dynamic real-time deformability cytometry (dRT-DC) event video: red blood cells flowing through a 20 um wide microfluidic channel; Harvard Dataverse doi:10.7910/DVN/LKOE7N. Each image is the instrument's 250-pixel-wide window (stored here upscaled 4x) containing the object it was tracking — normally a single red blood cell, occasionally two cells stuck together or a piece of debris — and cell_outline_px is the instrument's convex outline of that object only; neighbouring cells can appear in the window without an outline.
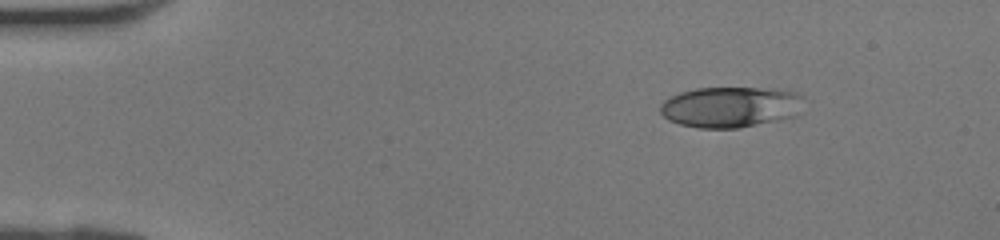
{"species": "human", "species_latin": "Homo sapiens", "temperature_condition": "room temperature", "stored_images_in_passage": 36, "camera_frame_rate_fps": 3000, "um_per_image_px": 0.085, "donor": {"sex": "female"}, "frame": {"image": 1, "passage_image": 1, "time_ms": 0.0, "image_size_px": [1000, 240], "cell_outline_px": [[804, 112], [796, 116], [736, 128], [696, 128], [680, 124], [668, 120], [660, 112], [660, 104], [664, 100], [680, 92], [696, 88], [772, 88], [796, 92], [800, 96]], "centroid_in_image_um": [62.1, 9.09], "position_along_channel_um": 22.9, "area_um2": 34.22}}
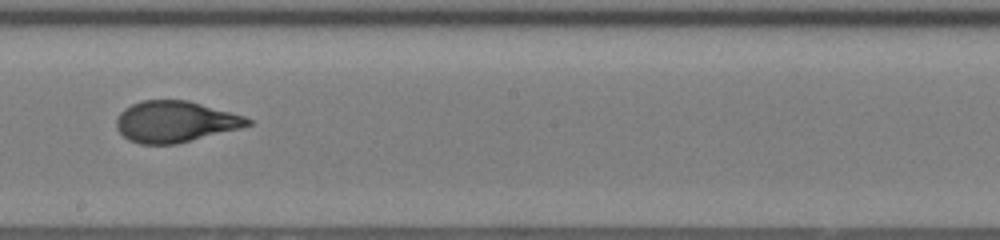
{"frame": {"image": 2, "passage_image": 19, "time_ms": 6.0, "image_size_px": [1000, 240], "cell_outline_px": [[252, 124], [240, 128], [176, 144], [140, 144], [128, 140], [116, 128], [116, 116], [124, 108], [132, 104], [144, 100], [188, 100], [244, 116], [252, 120]], "centroid_in_image_um": [14.86, 10.34], "position_along_channel_um": 233.3, "area_um2": 31.44}}
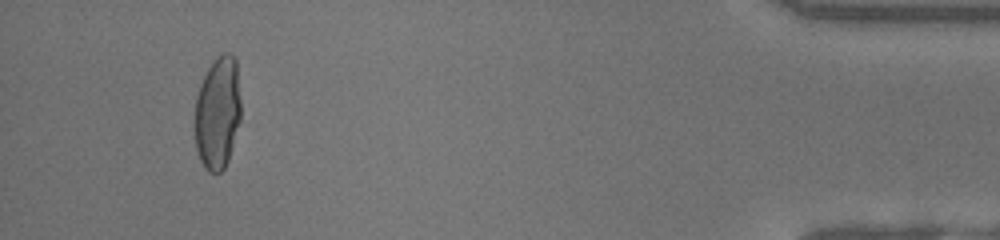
{"frame": {"image": 3, "passage_image": 34, "time_ms": 11.0, "image_size_px": [1000, 240], "cell_outline_px": [[240, 120], [228, 160], [224, 168], [220, 172], [208, 172], [204, 168], [200, 160], [196, 148], [196, 96], [200, 84], [208, 68], [216, 56], [224, 52], [228, 52], [236, 60], [240, 100]], "centroid_in_image_um": [18.5, 9.58], "position_along_channel_um": 416.7, "area_um2": 30.06}}